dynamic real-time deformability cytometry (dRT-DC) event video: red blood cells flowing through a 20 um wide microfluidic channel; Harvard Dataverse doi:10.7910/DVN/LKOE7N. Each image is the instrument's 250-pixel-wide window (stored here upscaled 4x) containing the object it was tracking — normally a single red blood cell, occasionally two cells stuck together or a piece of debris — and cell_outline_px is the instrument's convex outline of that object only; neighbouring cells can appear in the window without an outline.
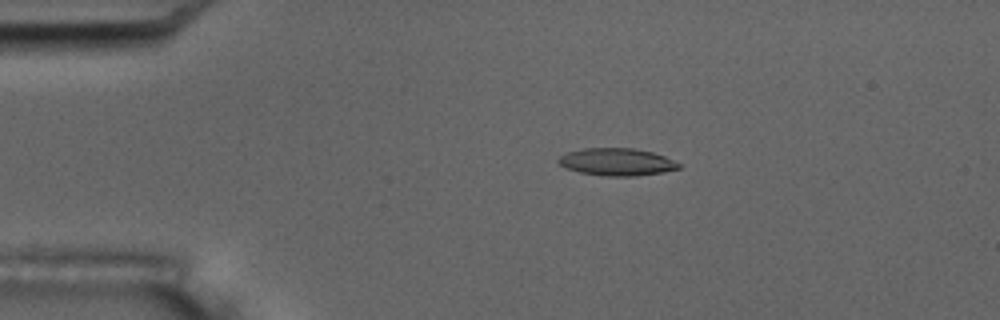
{"species": "common noctule bat (a hibernating species)", "species_latin": "Nyctalus noctula", "temperature_condition": "room temperature", "stored_images_in_passage": 8, "camera_frame_rate_fps": 3000, "um_per_image_px": 0.085, "animal": {"sex": "male", "body_mass_g": 17.5, "forearm_length_mm": 52.3}, "frame": {"image": 1, "passage_image": 4, "time_ms": 3.667, "image_size_px": [1000, 320], "cell_outline_px": [[680, 168], [664, 172], [636, 176], [604, 176], [580, 172], [568, 168], [560, 164], [556, 160], [560, 156], [568, 152], [584, 148], [632, 148], [652, 152], [664, 156], [680, 164]], "centroid_in_image_um": [52.43, 13.76], "position_along_channel_um": 32.6, "area_um2": 19.07}}
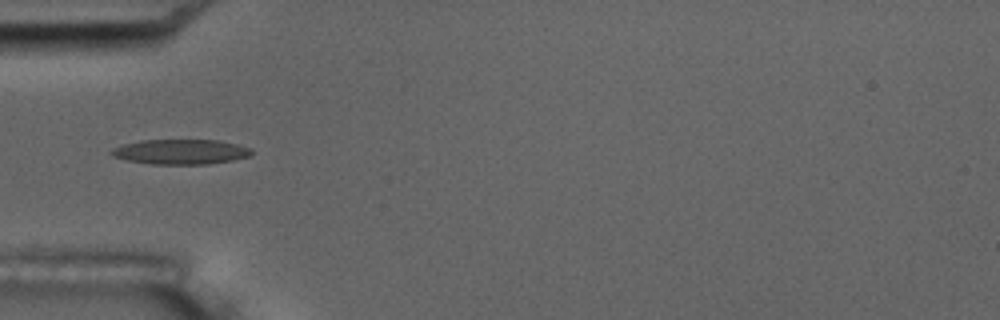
{"frame": {"image": 2, "passage_image": 6, "time_ms": 6.0, "image_size_px": [1000, 320], "cell_outline_px": [[252, 152], [248, 156], [232, 160], [208, 164], [152, 164], [128, 160], [112, 156], [108, 152], [112, 148], [120, 144], [140, 140], [216, 140], [236, 144], [252, 148]], "centroid_in_image_um": [15.29, 12.89], "position_along_channel_um": 69.7, "area_um2": 20.4}}